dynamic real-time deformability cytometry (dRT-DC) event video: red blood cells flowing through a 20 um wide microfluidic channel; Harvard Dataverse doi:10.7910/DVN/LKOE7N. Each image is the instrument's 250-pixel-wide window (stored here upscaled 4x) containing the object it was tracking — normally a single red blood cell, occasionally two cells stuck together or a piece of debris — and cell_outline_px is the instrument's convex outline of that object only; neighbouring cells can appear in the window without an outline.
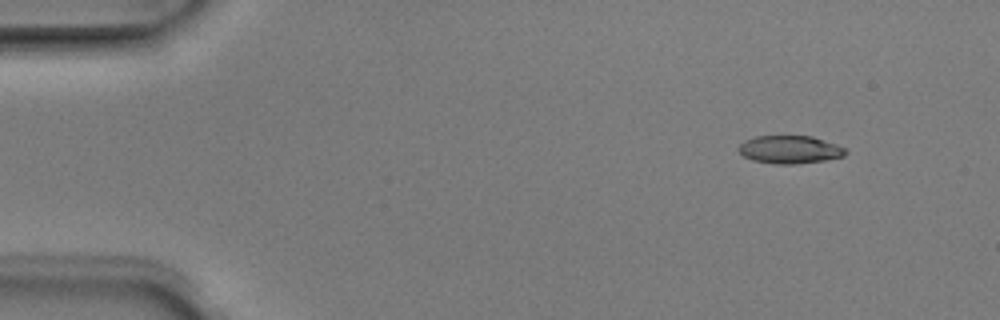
{"species": "Egyptian fruit bat (a non-hibernating species)", "species_latin": "Rousettus aegyptiacus", "temperature_condition": "room temperature", "stored_images_in_passage": 6, "camera_frame_rate_fps": 3000, "um_per_image_px": 0.085, "animal": {"sex": "male"}, "frame": {"image": 1, "passage_image": 2, "time_ms": 0.333, "image_size_px": [1000, 320], "cell_outline_px": [[848, 152], [844, 156], [824, 160], [796, 164], [776, 164], [752, 160], [744, 156], [736, 148], [744, 140], [756, 136], [812, 136], [836, 144], [844, 148]], "centroid_in_image_um": [67.11, 12.71], "position_along_channel_um": 17.9, "area_um2": 17.4}}
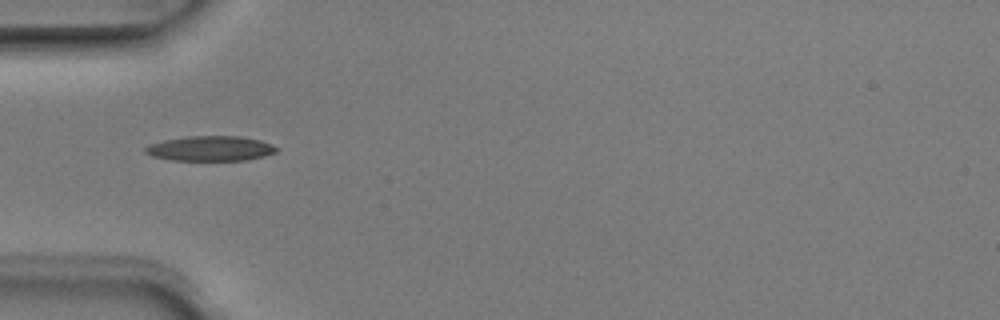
{"frame": {"image": 2, "passage_image": 5, "time_ms": 1.333, "image_size_px": [1000, 320], "cell_outline_px": [[280, 148], [276, 152], [264, 156], [248, 160], [172, 160], [152, 156], [144, 152], [144, 148], [148, 144], [164, 140], [188, 136], [240, 136], [260, 140], [272, 144]], "centroid_in_image_um": [17.9, 12.62], "position_along_channel_um": 67.1, "area_um2": 19.19}}
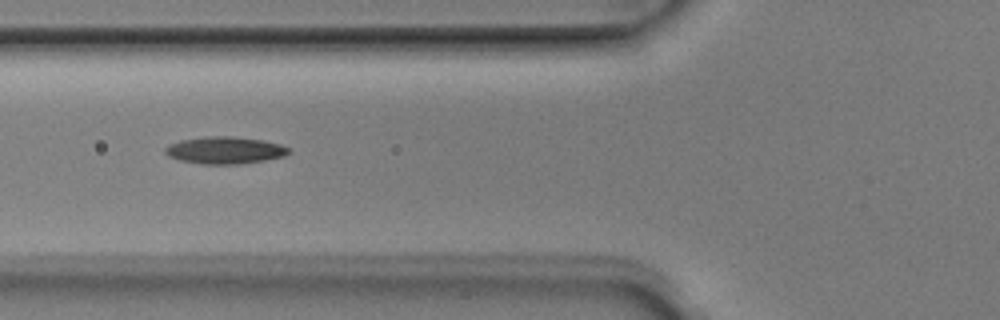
{"frame": {"image": 3, "passage_image": 6, "time_ms": 1.667, "image_size_px": [1000, 320], "cell_outline_px": [[292, 152], [284, 156], [264, 160], [240, 164], [200, 164], [180, 160], [168, 156], [164, 152], [164, 148], [168, 144], [180, 140], [204, 136], [232, 136], [260, 140], [280, 144], [292, 148]], "centroid_in_image_um": [19.1, 12.77], "position_along_channel_um": 106.7, "area_um2": 19.71}}